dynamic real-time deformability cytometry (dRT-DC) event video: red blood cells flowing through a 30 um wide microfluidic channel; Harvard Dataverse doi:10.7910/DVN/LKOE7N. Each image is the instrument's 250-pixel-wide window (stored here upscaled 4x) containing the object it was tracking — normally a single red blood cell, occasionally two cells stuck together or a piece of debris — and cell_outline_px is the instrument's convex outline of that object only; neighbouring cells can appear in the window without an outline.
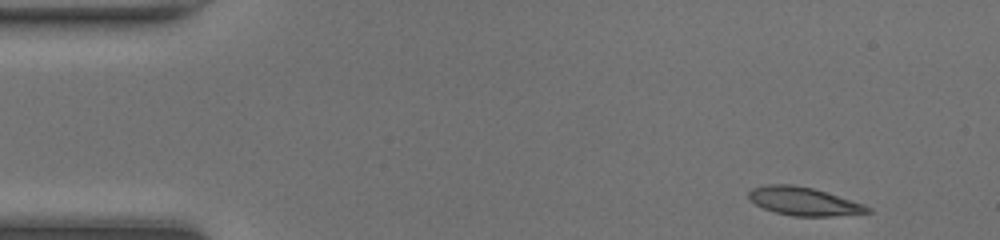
{"species": "common noctule bat (a hibernating species)", "species_latin": "Nyctalus noctula", "temperature_condition": "room temperature", "stored_images_in_passage": 44, "camera_frame_rate_fps": 3000, "um_per_image_px": 0.085, "animal": {"sex": "female", "body_mass_g": 20.0, "forearm_length_mm": 54.0}, "frame": {"image": 1, "passage_image": 1, "time_ms": 0.0, "image_size_px": [1000, 240], "cell_outline_px": [[872, 212], [832, 216], [792, 216], [776, 212], [764, 208], [756, 204], [748, 196], [748, 192], [752, 188], [764, 184], [792, 184], [812, 188], [864, 204], [872, 208]], "centroid_in_image_um": [68.31, 17.11], "position_along_channel_um": 16.7, "area_um2": 19.42}}
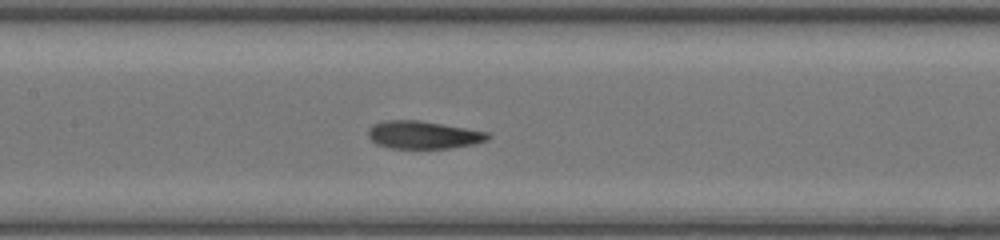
{"frame": {"image": 2, "passage_image": 19, "time_ms": 6.0, "image_size_px": [1000, 240], "cell_outline_px": [[492, 136], [488, 140], [476, 144], [452, 148], [388, 148], [376, 144], [368, 136], [368, 128], [372, 124], [384, 120], [420, 120], [488, 132]], "centroid_in_image_um": [35.98, 11.46], "position_along_channel_um": 171.4, "area_um2": 19.59}}
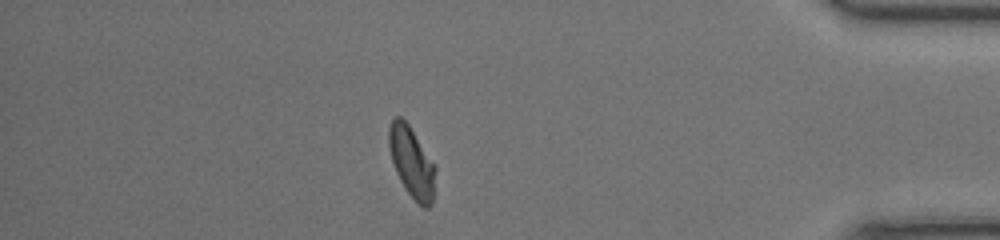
{"frame": {"image": 3, "passage_image": 38, "time_ms": 12.333, "image_size_px": [1000, 240], "cell_outline_px": [[436, 168], [432, 204], [428, 208], [424, 208], [416, 204], [400, 180], [396, 172], [388, 148], [388, 128], [392, 120], [396, 116], [400, 116], [408, 124]], "centroid_in_image_um": [34.98, 13.82], "position_along_channel_um": 400.2, "area_um2": 18.96}, "authors_computed_cell_mechanics": {"area_um2": 19.2763, "velocity_mm_per_s": 4.2913, "shape_relaxation_time_tau1_ms": null, "shape_relaxation_time_tau2_ms": 1.7071, "deformation_change_tau1": null, "deformation_change_tau2": 0.0707}}